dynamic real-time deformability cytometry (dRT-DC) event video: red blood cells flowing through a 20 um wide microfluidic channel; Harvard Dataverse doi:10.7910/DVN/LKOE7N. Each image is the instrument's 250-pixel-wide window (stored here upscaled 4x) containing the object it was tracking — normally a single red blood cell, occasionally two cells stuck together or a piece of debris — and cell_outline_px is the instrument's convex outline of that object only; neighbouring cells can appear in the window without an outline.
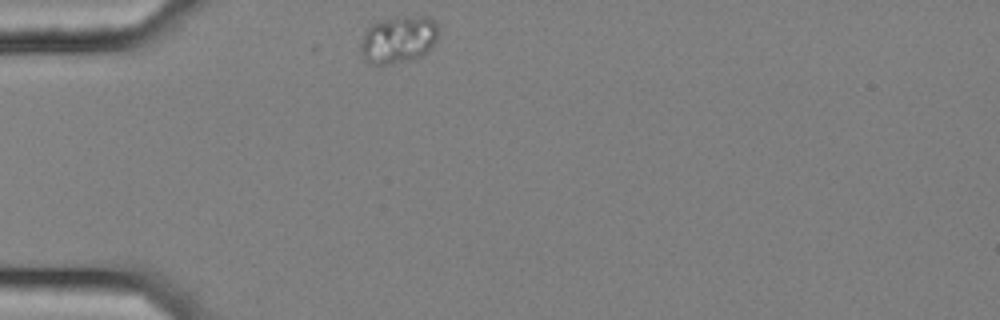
{"species": "common noctule bat (a hibernating species)", "species_latin": "Nyctalus noctula", "temperature_condition": "cold", "stored_images_in_passage": 24, "camera_frame_rate_fps": 3000, "um_per_image_px": 0.085, "animal": {"sex": "female", "body_mass_g": 25.1}, "frame": {"image": 1, "passage_image": 1, "time_ms": 0.0, "image_size_px": [1000, 320], "cell_outline_px": [[436, 40], [432, 48], [420, 56], [408, 60], [388, 64], [376, 64], [364, 56], [360, 48], [360, 44], [364, 32], [372, 24], [380, 20], [404, 16], [428, 16], [436, 24]], "centroid_in_image_um": [33.87, 3.33], "position_along_channel_um": 51.1, "area_um2": 20.98}}
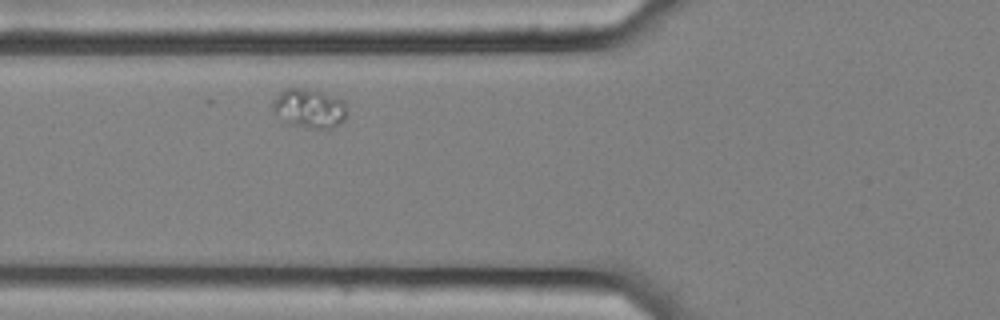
{"frame": {"image": 2, "passage_image": 7, "time_ms": 2.0, "image_size_px": [1000, 320], "cell_outline_px": [[348, 112], [344, 120], [340, 124], [332, 128], [316, 128], [292, 124], [272, 112], [272, 100], [288, 84], [292, 84], [316, 88], [344, 100], [348, 108]], "centroid_in_image_um": [26.3, 9.11], "position_along_channel_um": 99.5, "area_um2": 17.86}}